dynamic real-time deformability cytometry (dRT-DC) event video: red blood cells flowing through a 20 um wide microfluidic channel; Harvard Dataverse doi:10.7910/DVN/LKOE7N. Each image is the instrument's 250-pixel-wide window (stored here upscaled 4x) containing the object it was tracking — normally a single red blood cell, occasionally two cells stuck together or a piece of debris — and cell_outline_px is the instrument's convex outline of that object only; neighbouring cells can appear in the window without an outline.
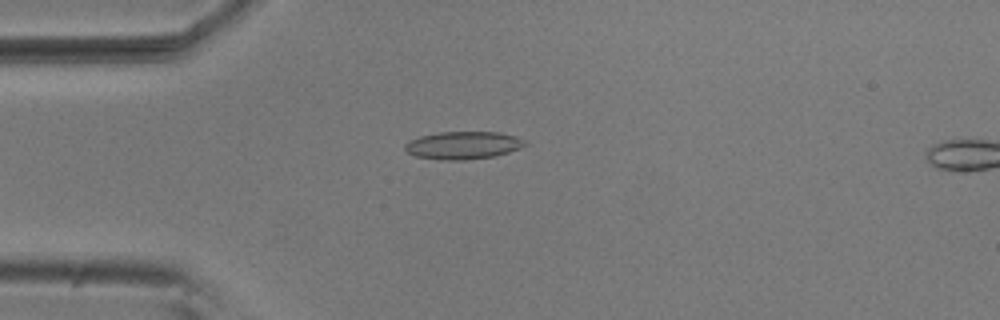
{"species": "common noctule bat (a hibernating species)", "species_latin": "Nyctalus noctula", "temperature_condition": "room temperature", "stored_images_in_passage": 16, "camera_frame_rate_fps": 3000, "um_per_image_px": 0.085, "animal": {"sex": "male", "body_mass_g": 20.5, "forearm_length_mm": 52.5}, "frame": {"image": 1, "passage_image": 14, "time_ms": 4.333, "image_size_px": [1000, 320], "cell_outline_px": [[528, 144], [520, 148], [496, 156], [464, 160], [440, 160], [416, 156], [408, 152], [404, 148], [404, 144], [408, 140], [420, 136], [440, 132], [500, 132], [516, 136], [524, 140]], "centroid_in_image_um": [39.36, 12.35], "position_along_channel_um": 45.6, "area_um2": 19.48}}